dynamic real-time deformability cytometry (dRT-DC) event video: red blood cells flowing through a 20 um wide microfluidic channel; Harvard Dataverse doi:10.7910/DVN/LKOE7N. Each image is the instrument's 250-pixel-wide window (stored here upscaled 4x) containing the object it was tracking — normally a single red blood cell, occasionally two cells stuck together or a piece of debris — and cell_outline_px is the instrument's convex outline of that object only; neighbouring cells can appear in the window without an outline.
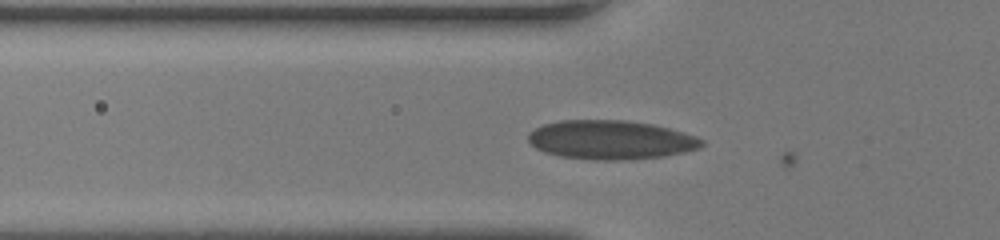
{"species": "human", "species_latin": "Homo sapiens", "temperature_condition": "room temperature", "stored_images_in_passage": 21, "camera_frame_rate_fps": 3000, "um_per_image_px": 0.085, "donor": {"sex": "female"}, "frame": {"image": 1, "passage_image": 12, "time_ms": 3.667, "image_size_px": [1000, 240], "cell_outline_px": [[704, 144], [700, 148], [684, 152], [664, 156], [628, 160], [592, 160], [560, 156], [544, 152], [536, 148], [528, 140], [528, 132], [544, 124], [560, 120], [624, 120], [652, 124], [684, 132], [696, 136], [704, 140]], "centroid_in_image_um": [51.92, 11.89], "position_along_channel_um": 73.9, "area_um2": 39.59}}
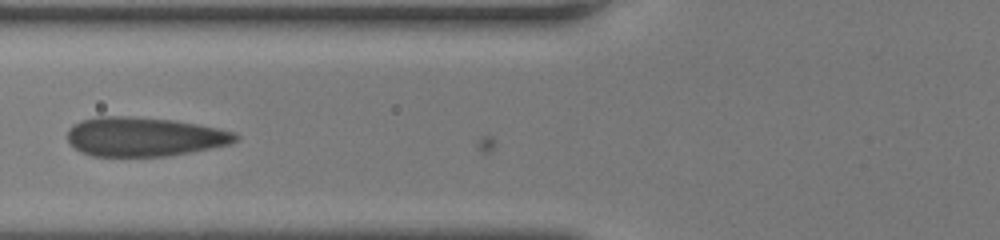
{"frame": {"image": 2, "passage_image": 15, "time_ms": 4.667, "image_size_px": [1000, 240], "cell_outline_px": [[240, 136], [232, 144], [192, 152], [168, 156], [92, 156], [80, 152], [68, 140], [68, 128], [72, 124], [80, 120], [96, 116], [132, 116], [176, 120], [236, 132]], "centroid_in_image_um": [12.26, 11.62], "position_along_channel_um": 113.5, "area_um2": 38.73}}
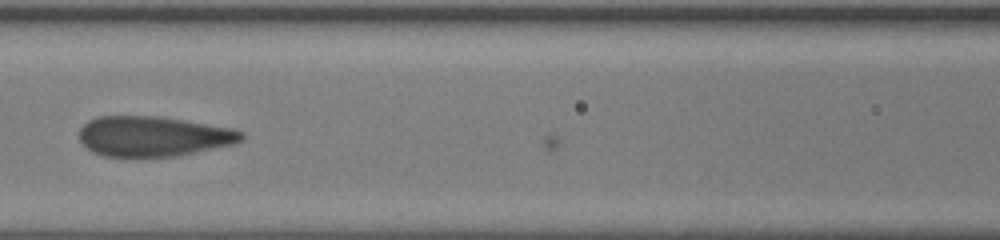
{"frame": {"image": 3, "passage_image": 18, "time_ms": 5.667, "image_size_px": [1000, 240], "cell_outline_px": [[244, 140], [236, 144], [176, 156], [104, 156], [92, 152], [80, 140], [80, 128], [88, 120], [96, 116], [164, 116], [236, 128], [244, 132]], "centroid_in_image_um": [13.11, 11.56], "position_along_channel_um": 153.5, "area_um2": 38.44}}